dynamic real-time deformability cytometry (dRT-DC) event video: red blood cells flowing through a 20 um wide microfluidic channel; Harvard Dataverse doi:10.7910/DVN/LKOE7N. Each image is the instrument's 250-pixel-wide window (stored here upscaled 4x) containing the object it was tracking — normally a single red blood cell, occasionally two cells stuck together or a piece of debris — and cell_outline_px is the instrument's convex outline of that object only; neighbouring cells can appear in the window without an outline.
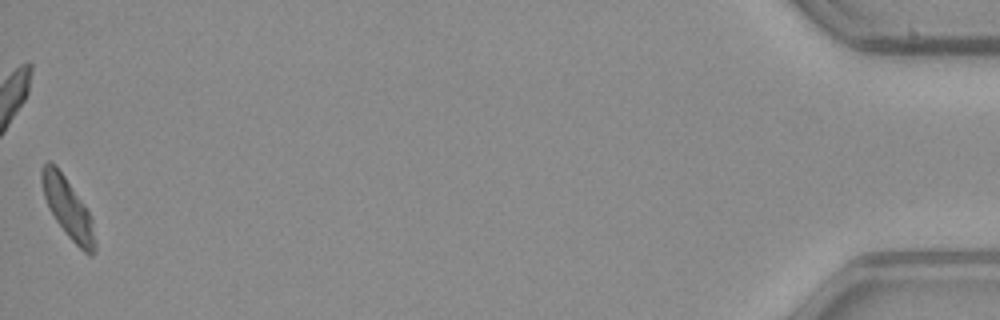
{"species": "common noctule bat (a hibernating species)", "species_latin": "Nyctalus noctula", "temperature_condition": "warm", "stored_images_in_passage": 49, "camera_frame_rate_fps": 3000, "um_per_image_px": 0.085, "animal": {"sex": "male", "body_mass_g": 23.1, "forearm_length_mm": 52.7}, "frame": {"image": 1, "passage_image": 49, "time_ms": 16.0, "image_size_px": [1000, 320], "cell_outline_px": [[96, 248], [92, 256], [88, 256], [68, 236], [56, 220], [48, 208], [44, 196], [40, 180], [40, 172], [44, 164], [48, 160], [56, 164], [84, 204], [92, 216], [96, 244]], "centroid_in_image_um": [5.77, 17.68], "position_along_channel_um": 429.4, "area_um2": 18.73}}